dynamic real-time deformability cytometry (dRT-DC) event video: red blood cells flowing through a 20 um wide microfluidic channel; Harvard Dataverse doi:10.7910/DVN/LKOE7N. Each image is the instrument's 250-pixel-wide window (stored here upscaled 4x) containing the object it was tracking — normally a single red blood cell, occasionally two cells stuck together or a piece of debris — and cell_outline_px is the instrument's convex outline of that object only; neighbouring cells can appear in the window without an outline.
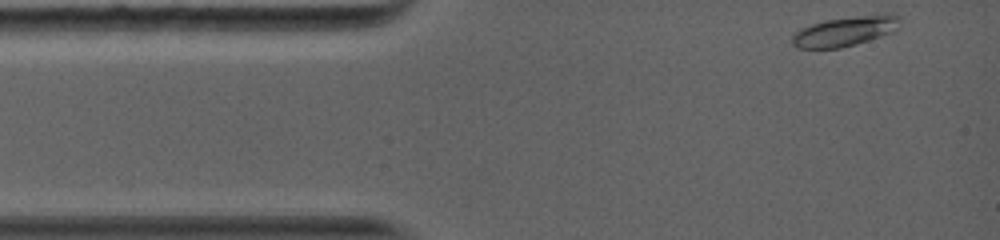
{"species": "common noctule bat (a hibernating species)", "species_latin": "Nyctalus noctula", "temperature_condition": "warm", "stored_images_in_passage": 31, "camera_frame_rate_fps": 5000, "um_per_image_px": 0.085, "animal": {"sex": "female", "body_mass_g": 19.0, "forearm_length_mm": 56.7}, "frame": {"image": 1, "passage_image": 1, "time_ms": 0.0, "image_size_px": [1000, 240], "cell_outline_px": [[900, 16], [896, 28], [892, 32], [856, 44], [840, 48], [796, 48], [792, 44], [792, 36], [796, 32], [812, 24], [824, 20], [884, 12], [892, 12]], "centroid_in_image_um": [71.86, 2.63], "position_along_channel_um": 13.1, "area_um2": 18.73}}
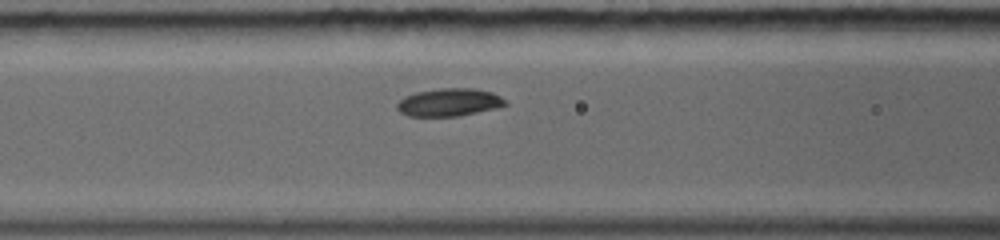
{"frame": {"image": 2, "passage_image": 22, "time_ms": 4.2, "image_size_px": [1000, 240], "cell_outline_px": [[508, 104], [496, 108], [456, 116], [408, 116], [400, 112], [396, 108], [396, 104], [404, 96], [416, 92], [440, 88], [472, 88], [492, 92], [500, 96]], "centroid_in_image_um": [38.14, 8.69], "position_along_channel_um": 128.5, "area_um2": 17.46}}
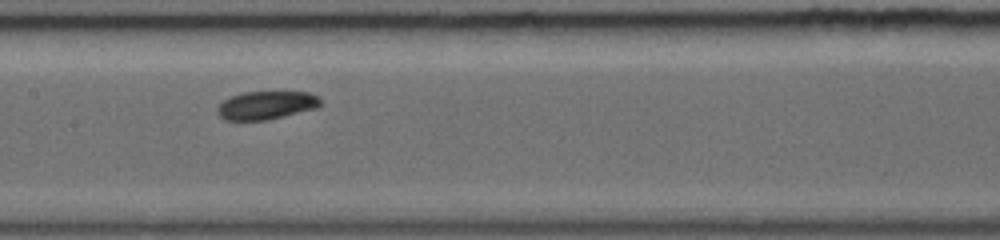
{"frame": {"image": 3, "passage_image": 30, "time_ms": 5.6, "image_size_px": [1000, 240], "cell_outline_px": [[320, 108], [268, 120], [224, 120], [216, 112], [216, 108], [224, 100], [232, 96], [244, 92], [308, 92], [316, 96], [320, 100]], "centroid_in_image_um": [22.64, 8.96], "position_along_channel_um": 184.8, "area_um2": 17.05}}